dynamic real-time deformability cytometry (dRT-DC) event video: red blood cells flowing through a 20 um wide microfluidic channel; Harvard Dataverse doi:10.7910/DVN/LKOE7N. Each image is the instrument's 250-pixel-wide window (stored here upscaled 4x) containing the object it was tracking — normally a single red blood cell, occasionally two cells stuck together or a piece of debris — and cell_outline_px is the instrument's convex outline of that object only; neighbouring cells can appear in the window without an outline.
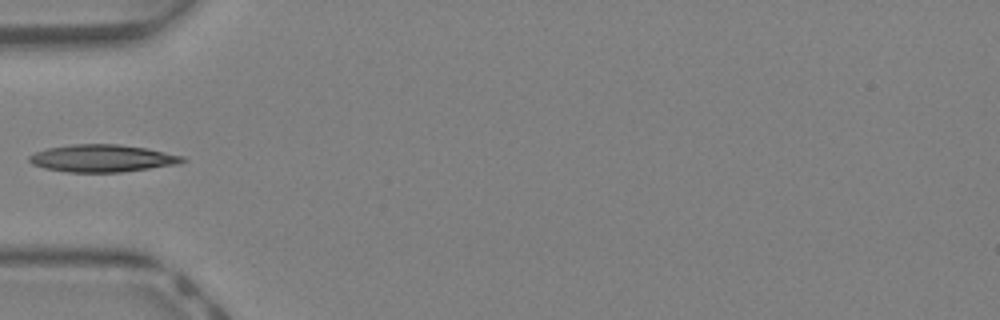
{"species": "Egyptian fruit bat (a non-hibernating species)", "species_latin": "Rousettus aegyptiacus", "temperature_condition": "warm", "stored_images_in_passage": 29, "camera_frame_rate_fps": 3000, "um_per_image_px": 0.085, "animal": {"sex": "female"}, "frame": {"image": 1, "passage_image": 1, "time_ms": 0.0, "image_size_px": [1000, 320], "cell_outline_px": [[188, 160], [180, 164], [120, 172], [68, 172], [44, 168], [32, 164], [28, 160], [28, 156], [36, 152], [48, 148], [72, 144], [120, 144], [148, 148], [184, 156]], "centroid_in_image_um": [8.73, 13.45], "position_along_channel_um": 76.3, "area_um2": 24.57}}
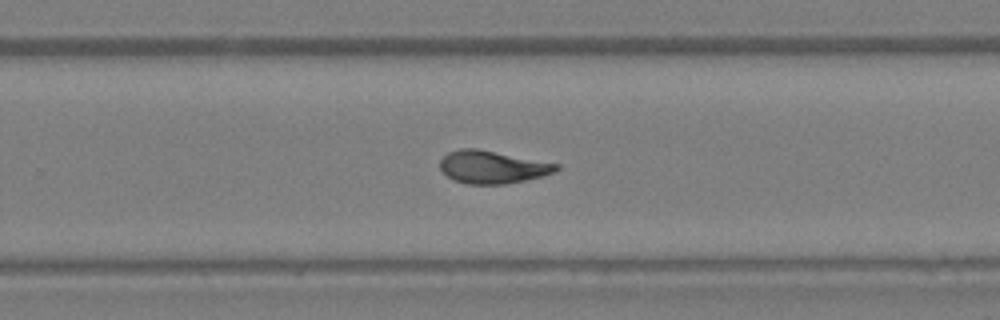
{"frame": {"image": 2, "passage_image": 14, "time_ms": 4.333, "image_size_px": [1000, 320], "cell_outline_px": [[560, 168], [544, 176], [504, 184], [468, 184], [452, 180], [440, 168], [440, 160], [448, 152], [460, 148], [476, 148], [560, 164]], "centroid_in_image_um": [41.84, 14.19], "position_along_channel_um": 288.0, "area_um2": 22.08}}
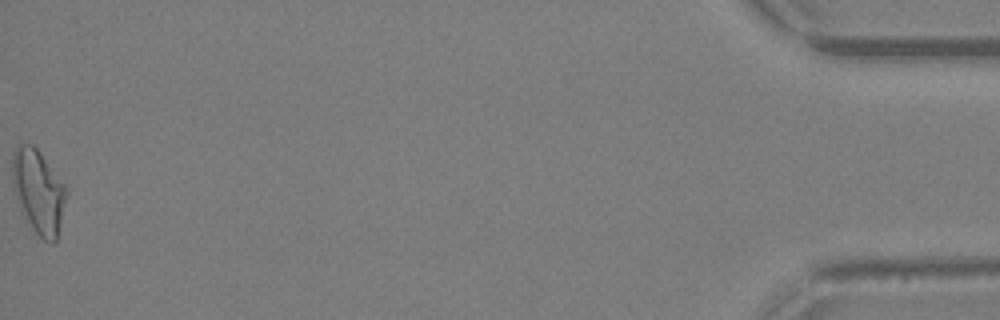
{"frame": {"image": 3, "passage_image": 29, "time_ms": 9.333, "image_size_px": [1000, 320], "cell_outline_px": [[68, 196], [56, 240], [52, 244], [44, 240], [32, 228], [20, 212], [12, 184], [12, 152], [16, 144], [32, 144], [40, 152], [68, 188]], "centroid_in_image_um": [3.26, 16.26], "position_along_channel_um": 431.9, "area_um2": 26.82}}